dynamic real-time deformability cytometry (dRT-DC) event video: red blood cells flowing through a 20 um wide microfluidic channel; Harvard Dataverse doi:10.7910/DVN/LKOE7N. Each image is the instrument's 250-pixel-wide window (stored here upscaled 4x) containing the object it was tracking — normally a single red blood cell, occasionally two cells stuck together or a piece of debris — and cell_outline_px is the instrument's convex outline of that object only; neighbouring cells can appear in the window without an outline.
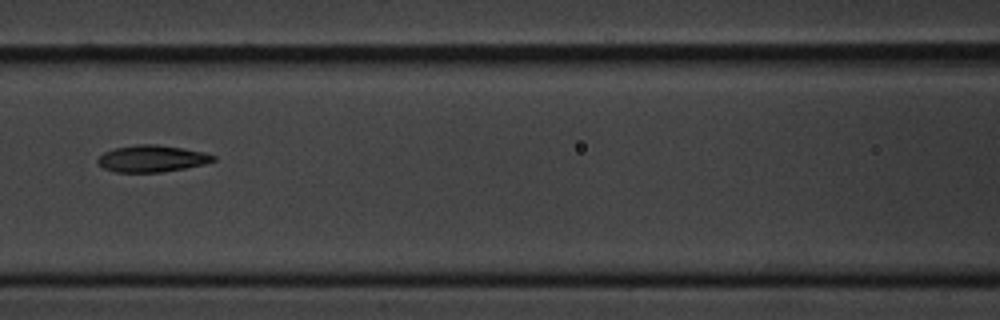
{"species": "common noctule bat (a hibernating species)", "species_latin": "Nyctalus noctula", "temperature_condition": "cold", "stored_images_in_passage": 15, "camera_frame_rate_fps": 3000, "um_per_image_px": 0.085, "animal": {"sex": "male", "body_mass_g": 20.1, "forearm_length_mm": 53.5}, "frame": {"image": 1, "passage_image": 7, "time_ms": 8.0, "image_size_px": [1000, 320], "cell_outline_px": [[216, 160], [204, 164], [184, 168], [160, 172], [116, 172], [104, 168], [96, 164], [96, 160], [104, 152], [116, 148], [136, 144], [156, 144], [184, 148], [204, 152], [216, 156]], "centroid_in_image_um": [12.9, 13.47], "position_along_channel_um": 153.7, "area_um2": 18.03}}
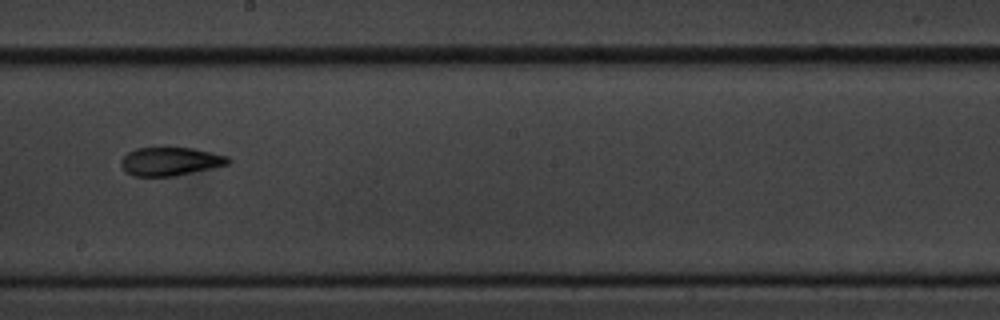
{"frame": {"image": 2, "passage_image": 9, "time_ms": 10.333, "image_size_px": [1000, 320], "cell_outline_px": [[232, 160], [228, 164], [176, 176], [132, 176], [124, 172], [120, 164], [120, 160], [128, 152], [136, 148], [192, 148], [212, 152], [228, 156]], "centroid_in_image_um": [14.45, 13.73], "position_along_channel_um": 233.8, "area_um2": 17.8}}
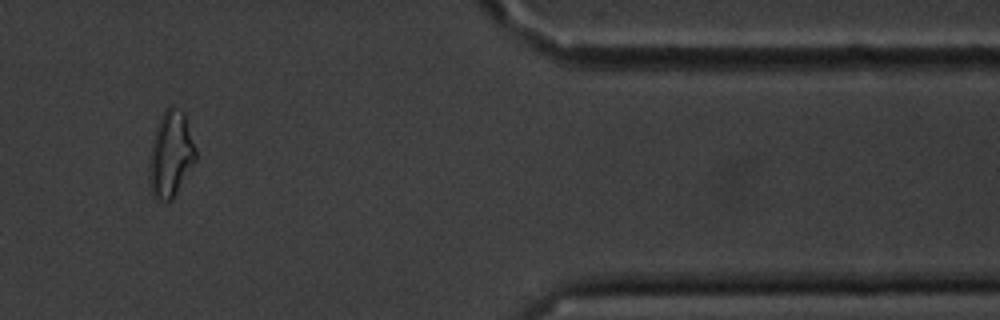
{"frame": {"image": 3, "passage_image": 13, "time_ms": 16.0, "image_size_px": [1000, 320], "cell_outline_px": [[196, 160], [172, 200], [156, 200], [152, 196], [148, 180], [148, 160], [152, 140], [160, 116], [172, 104], [184, 112], [196, 148]], "centroid_in_image_um": [14.49, 13.13], "position_along_channel_um": 396.9, "area_um2": 23.58}, "authors_computed_cell_mechanics": {"area_um2": 18.6694, "velocity_mm_per_s": 3.4467, "shape_relaxation_time_tau1_ms": 6.4064, "shape_relaxation_time_tau2_ms": 5.5015, "deformation_change_tau1": 0.1738, "deformation_change_tau2": 0.1294}}